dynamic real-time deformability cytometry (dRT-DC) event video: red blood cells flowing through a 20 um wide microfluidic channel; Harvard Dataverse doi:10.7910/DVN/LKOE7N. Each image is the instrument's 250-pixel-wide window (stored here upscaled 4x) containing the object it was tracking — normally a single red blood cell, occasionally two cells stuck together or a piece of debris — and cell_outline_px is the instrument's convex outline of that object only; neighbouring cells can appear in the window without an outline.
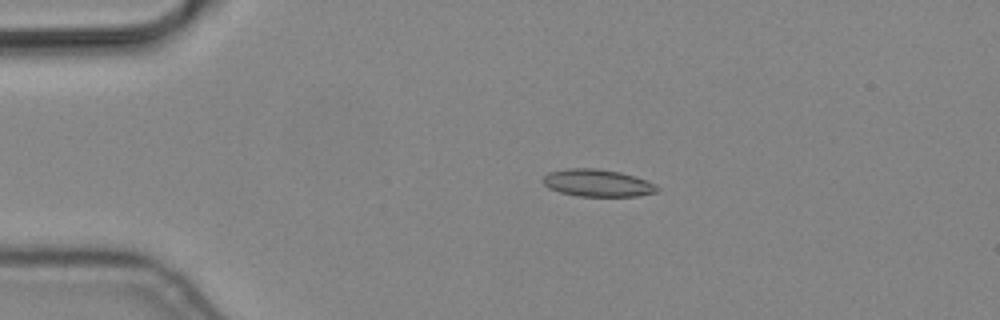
{"species": "common noctule bat (a hibernating species)", "species_latin": "Nyctalus noctula", "temperature_condition": "cold", "stored_images_in_passage": 3, "camera_frame_rate_fps": 3000, "um_per_image_px": 0.085, "animal": {"sex": "male", "body_mass_g": 19.2, "forearm_length_mm": 51.8}, "frame": {"image": 1, "passage_image": 1, "time_ms": 0.0, "image_size_px": [1000, 320], "cell_outline_px": [[660, 188], [656, 192], [636, 196], [580, 196], [560, 192], [548, 188], [540, 180], [548, 172], [568, 168], [596, 168], [620, 172], [644, 180]], "centroid_in_image_um": [50.71, 15.55], "position_along_channel_um": 34.3, "area_um2": 17.98}}
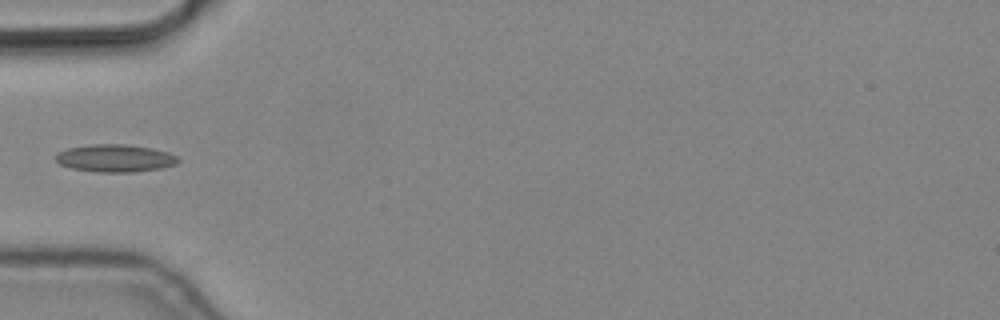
{"frame": {"image": 2, "passage_image": 3, "time_ms": 0.667, "image_size_px": [1000, 320], "cell_outline_px": [[180, 160], [176, 164], [160, 168], [132, 172], [96, 172], [72, 168], [60, 164], [56, 160], [56, 152], [68, 148], [92, 144], [124, 144], [152, 148], [168, 152], [176, 156]], "centroid_in_image_um": [9.77, 13.44], "position_along_channel_um": 75.2, "area_um2": 19.59}}